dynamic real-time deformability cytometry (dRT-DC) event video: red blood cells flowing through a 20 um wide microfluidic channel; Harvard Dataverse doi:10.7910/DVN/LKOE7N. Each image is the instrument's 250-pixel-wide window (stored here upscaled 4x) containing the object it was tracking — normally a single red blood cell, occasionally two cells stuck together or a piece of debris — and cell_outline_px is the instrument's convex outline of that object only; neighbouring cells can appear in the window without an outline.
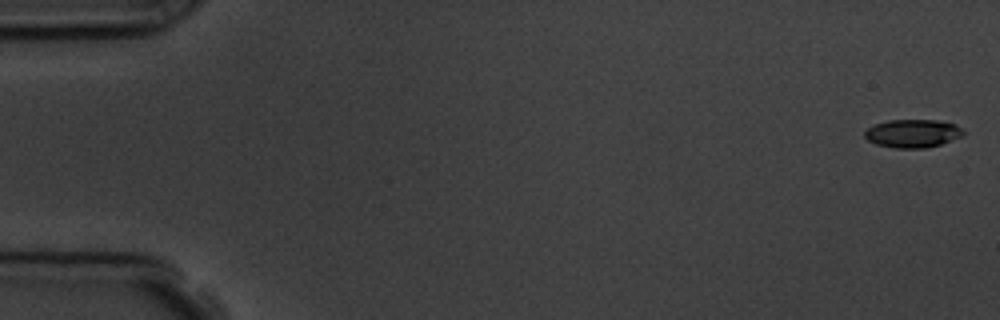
{"species": "common noctule bat (a hibernating species)", "species_latin": "Nyctalus noctula", "temperature_condition": "room temperature", "stored_images_in_passage": 8, "camera_frame_rate_fps": 3000, "um_per_image_px": 0.085, "animal": {"sex": "male", "body_mass_g": 19.5, "forearm_length_mm": 54.6}, "frame": {"image": 1, "passage_image": 1, "time_ms": 0.0, "image_size_px": [1000, 320], "cell_outline_px": [[964, 132], [960, 136], [940, 144], [924, 148], [896, 148], [876, 144], [868, 140], [864, 136], [864, 132], [872, 124], [888, 120], [936, 120], [956, 124]], "centroid_in_image_um": [77.52, 11.33], "position_along_channel_um": 7.5, "area_um2": 16.07}}
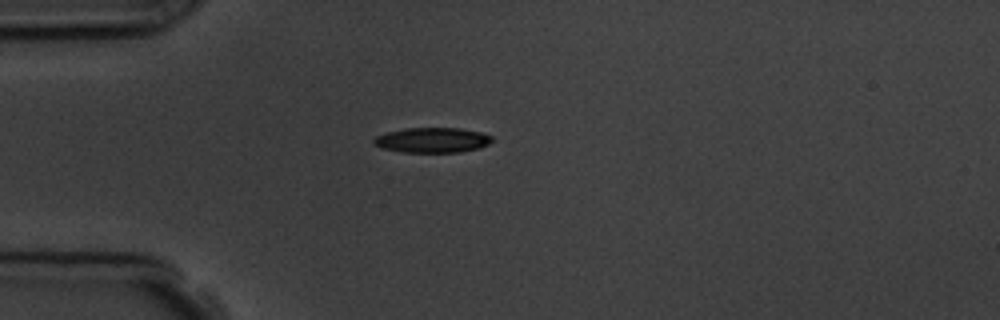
{"frame": {"image": 2, "passage_image": 5, "time_ms": 4.667, "image_size_px": [1000, 320], "cell_outline_px": [[492, 140], [488, 144], [480, 148], [460, 152], [404, 152], [384, 148], [372, 144], [372, 140], [376, 136], [388, 132], [404, 128], [460, 128], [480, 132], [492, 136]], "centroid_in_image_um": [36.75, 11.9], "position_along_channel_um": 48.3, "area_um2": 17.22}}